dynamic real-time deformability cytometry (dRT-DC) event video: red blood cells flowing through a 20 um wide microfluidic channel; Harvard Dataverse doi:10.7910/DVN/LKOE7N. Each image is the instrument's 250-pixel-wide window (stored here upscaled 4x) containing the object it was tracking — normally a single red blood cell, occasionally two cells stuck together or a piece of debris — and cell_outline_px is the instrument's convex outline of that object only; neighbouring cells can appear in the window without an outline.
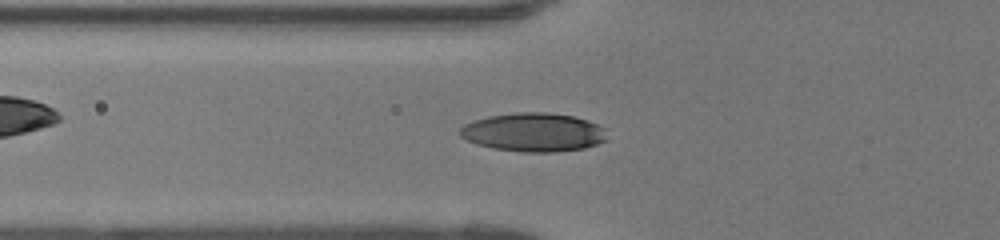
{"species": "human", "species_latin": "Homo sapiens", "temperature_condition": "room temperature", "stored_images_in_passage": 52, "camera_frame_rate_fps": 3000, "um_per_image_px": 0.085, "donor": {"sex": "female"}, "frame": {"image": 1, "passage_image": 21, "time_ms": 6.667, "image_size_px": [1000, 240], "cell_outline_px": [[608, 140], [584, 148], [556, 152], [524, 152], [492, 148], [476, 144], [460, 136], [460, 128], [464, 124], [488, 116], [520, 112], [544, 112], [572, 116], [596, 124], [604, 128]], "centroid_in_image_um": [45.35, 11.25], "position_along_channel_um": 80.5, "area_um2": 32.95}}
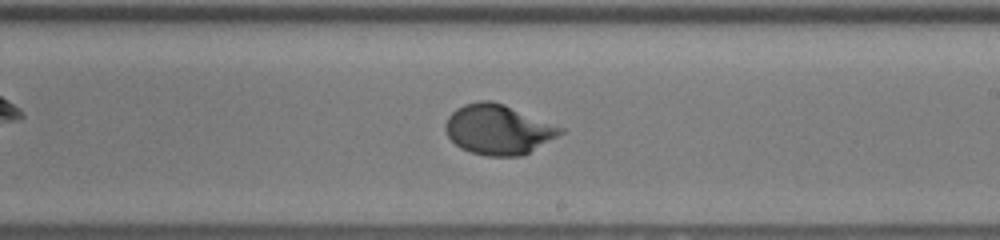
{"frame": {"image": 2, "passage_image": 33, "time_ms": 10.667, "image_size_px": [1000, 240], "cell_outline_px": [[564, 132], [528, 152], [520, 156], [488, 156], [472, 152], [460, 148], [448, 136], [444, 128], [444, 124], [448, 116], [456, 108], [464, 104], [480, 100], [492, 100], [504, 104], [564, 128]], "centroid_in_image_um": [42.31, 10.99], "position_along_channel_um": 246.7, "area_um2": 33.18}}
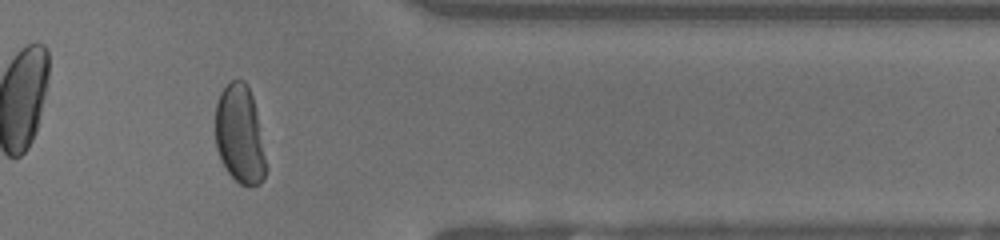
{"frame": {"image": 3, "passage_image": 44, "time_ms": 14.333, "image_size_px": [1000, 240], "cell_outline_px": [[268, 168], [264, 180], [260, 184], [240, 184], [228, 172], [220, 160], [216, 148], [216, 104], [220, 92], [232, 80], [244, 80], [252, 96], [256, 112]], "centroid_in_image_um": [20.39, 11.46], "position_along_channel_um": 391.0, "area_um2": 28.9}, "authors_computed_cell_mechanics": {"area_um2": 32.5414, "velocity_mm_per_s": 4.1444, "shape_relaxation_time_tau1_ms": 3.8348, "shape_relaxation_time_tau2_ms": null, "deformation_change_tau1": 0.199, "deformation_change_tau2": null}}